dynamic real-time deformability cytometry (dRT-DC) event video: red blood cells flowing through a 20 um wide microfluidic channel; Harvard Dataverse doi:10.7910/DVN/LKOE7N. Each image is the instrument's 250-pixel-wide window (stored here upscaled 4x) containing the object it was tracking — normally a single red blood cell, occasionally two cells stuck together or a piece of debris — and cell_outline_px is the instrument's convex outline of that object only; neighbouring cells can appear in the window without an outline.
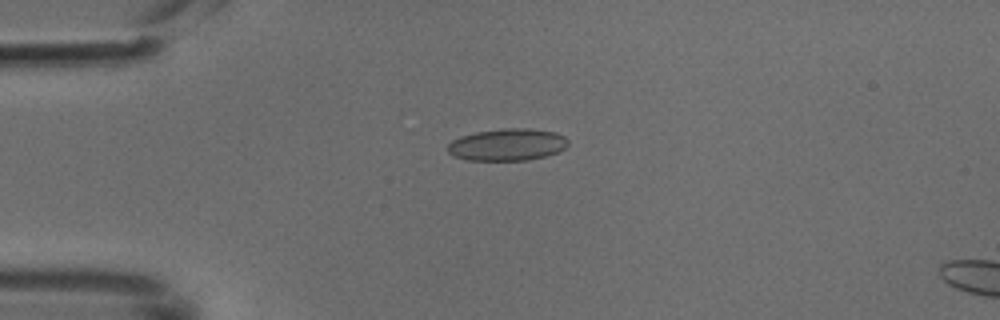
{"species": "common noctule bat (a hibernating species)", "species_latin": "Nyctalus noctula", "temperature_condition": "cold", "stored_images_in_passage": 27, "camera_frame_rate_fps": 3000, "um_per_image_px": 0.085, "animal": {"sex": "male", "body_mass_g": 18.8}, "frame": {"image": 1, "passage_image": 1, "time_ms": 0.0, "image_size_px": [1000, 320], "cell_outline_px": [[568, 144], [564, 148], [556, 152], [544, 156], [528, 160], [468, 160], [452, 156], [448, 152], [448, 144], [452, 140], [460, 136], [476, 132], [504, 128], [528, 128], [556, 132], [564, 136], [568, 140]], "centroid_in_image_um": [43.1, 12.29], "position_along_channel_um": 41.9, "area_um2": 22.48}}
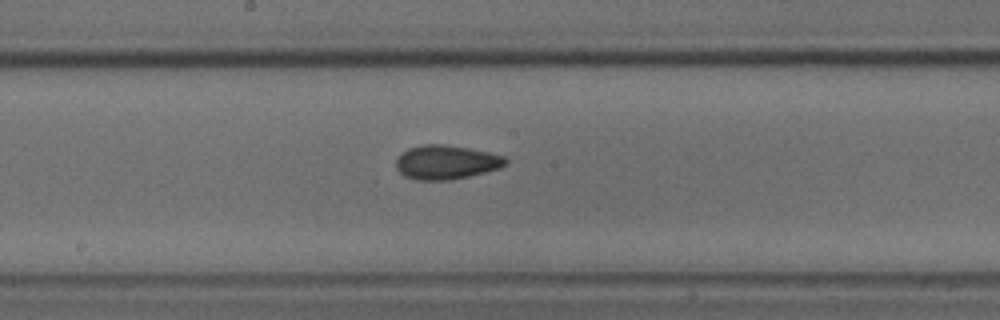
{"frame": {"image": 2, "passage_image": 15, "time_ms": 4.667, "image_size_px": [1000, 320], "cell_outline_px": [[508, 164], [500, 168], [468, 176], [448, 180], [416, 180], [404, 176], [396, 168], [396, 160], [408, 148], [424, 144], [444, 144], [468, 148], [488, 152], [504, 156], [508, 160]], "centroid_in_image_um": [37.94, 13.79], "position_along_channel_um": 210.3, "area_um2": 21.68}}
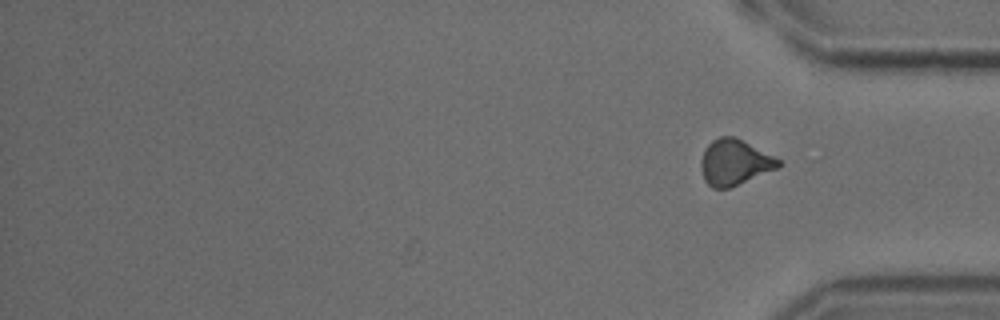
{"frame": {"image": 3, "passage_image": 27, "time_ms": 8.667, "image_size_px": [1000, 320], "cell_outline_px": [[784, 164], [780, 168], [728, 188], [712, 188], [704, 180], [700, 164], [700, 160], [704, 148], [712, 140], [720, 136], [736, 136], [780, 160]], "centroid_in_image_um": [62.44, 13.79], "position_along_channel_um": 372.8, "area_um2": 20.81}}